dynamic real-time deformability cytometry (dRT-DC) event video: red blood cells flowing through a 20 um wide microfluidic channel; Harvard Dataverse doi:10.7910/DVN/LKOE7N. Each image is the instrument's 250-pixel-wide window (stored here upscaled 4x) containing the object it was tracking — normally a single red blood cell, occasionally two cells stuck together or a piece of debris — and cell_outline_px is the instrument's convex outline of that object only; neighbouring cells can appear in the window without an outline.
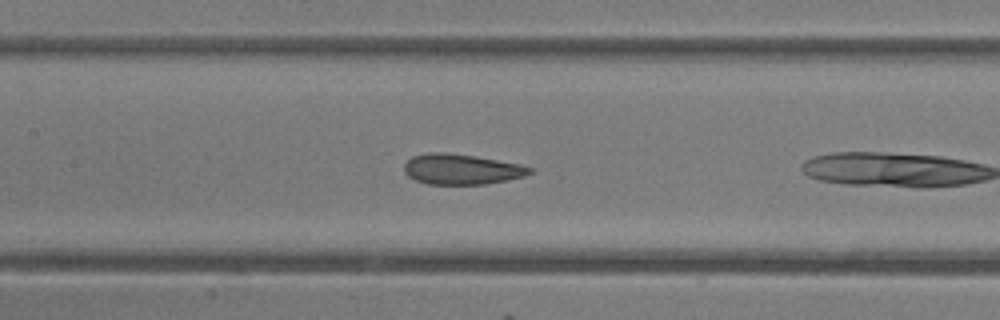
{"species": "common noctule bat (a hibernating species)", "species_latin": "Nyctalus noctula", "temperature_condition": "room temperature", "stored_images_in_passage": 9, "camera_frame_rate_fps": 3000, "um_per_image_px": 0.085, "animal": {"sex": "female"}, "frame": {"image": 1, "passage_image": 8, "time_ms": 2.333, "image_size_px": [1000, 320], "cell_outline_px": [[532, 172], [524, 176], [508, 180], [484, 184], [428, 184], [416, 180], [408, 176], [404, 172], [404, 164], [412, 156], [428, 152], [444, 152], [476, 156], [520, 164], [532, 168]], "centroid_in_image_um": [39.21, 14.38], "position_along_channel_um": 168.2, "area_um2": 22.25}}